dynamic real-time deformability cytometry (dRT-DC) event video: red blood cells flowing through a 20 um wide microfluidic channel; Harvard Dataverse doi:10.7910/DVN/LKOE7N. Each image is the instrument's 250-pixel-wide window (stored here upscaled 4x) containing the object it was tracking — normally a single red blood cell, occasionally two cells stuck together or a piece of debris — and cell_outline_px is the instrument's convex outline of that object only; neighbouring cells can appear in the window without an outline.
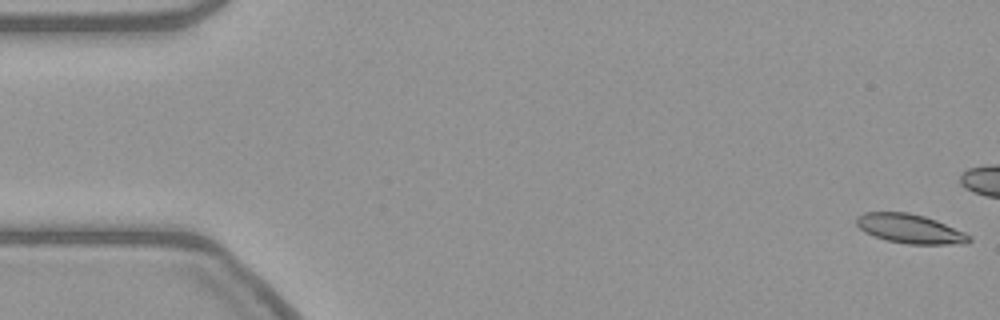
{"species": "common noctule bat (a hibernating species)", "species_latin": "Nyctalus noctula", "temperature_condition": "warm", "stored_images_in_passage": 17, "camera_frame_rate_fps": 3000, "um_per_image_px": 0.085, "animal": {"sex": "female", "body_mass_g": 21.9}, "frame": {"image": 1, "passage_image": 1, "time_ms": 0.0, "image_size_px": [1000, 320], "cell_outline_px": [[972, 240], [964, 244], [908, 244], [888, 240], [864, 232], [856, 224], [856, 216], [864, 212], [908, 212], [924, 216], [936, 220], [964, 232], [972, 236]], "centroid_in_image_um": [77.36, 19.44], "position_along_channel_um": 7.6, "area_um2": 19.13}}